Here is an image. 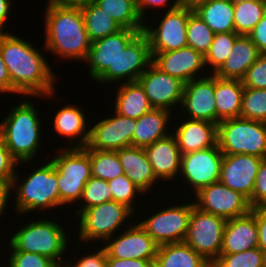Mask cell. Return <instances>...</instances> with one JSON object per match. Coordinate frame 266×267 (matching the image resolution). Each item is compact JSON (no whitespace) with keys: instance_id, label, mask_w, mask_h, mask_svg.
<instances>
[{"instance_id":"cell-53","label":"cell","mask_w":266,"mask_h":267,"mask_svg":"<svg viewBox=\"0 0 266 267\" xmlns=\"http://www.w3.org/2000/svg\"><path fill=\"white\" fill-rule=\"evenodd\" d=\"M10 191H11L10 185L0 182V219H3L2 217L5 215V213L7 215V212H5V211L8 209L7 206L8 207L11 206V201H12V203H14V201H13L14 198L11 195ZM10 199H12V200L10 201ZM9 201H10V203H9ZM9 204H10V206H9ZM0 222H1V220H0Z\"/></svg>"},{"instance_id":"cell-11","label":"cell","mask_w":266,"mask_h":267,"mask_svg":"<svg viewBox=\"0 0 266 267\" xmlns=\"http://www.w3.org/2000/svg\"><path fill=\"white\" fill-rule=\"evenodd\" d=\"M226 222L227 219L194 206L183 242L212 264L221 253Z\"/></svg>"},{"instance_id":"cell-39","label":"cell","mask_w":266,"mask_h":267,"mask_svg":"<svg viewBox=\"0 0 266 267\" xmlns=\"http://www.w3.org/2000/svg\"><path fill=\"white\" fill-rule=\"evenodd\" d=\"M112 200V192L108 182L92 176L85 184L81 199L75 209L77 217L83 210ZM83 203V204H82ZM79 207V208H78Z\"/></svg>"},{"instance_id":"cell-47","label":"cell","mask_w":266,"mask_h":267,"mask_svg":"<svg viewBox=\"0 0 266 267\" xmlns=\"http://www.w3.org/2000/svg\"><path fill=\"white\" fill-rule=\"evenodd\" d=\"M248 201L251 208L266 206V159H263L259 166L253 194Z\"/></svg>"},{"instance_id":"cell-15","label":"cell","mask_w":266,"mask_h":267,"mask_svg":"<svg viewBox=\"0 0 266 267\" xmlns=\"http://www.w3.org/2000/svg\"><path fill=\"white\" fill-rule=\"evenodd\" d=\"M112 116L94 120L90 123V137L83 149L117 151L132 146V138L136 128V119L118 114L114 109Z\"/></svg>"},{"instance_id":"cell-13","label":"cell","mask_w":266,"mask_h":267,"mask_svg":"<svg viewBox=\"0 0 266 267\" xmlns=\"http://www.w3.org/2000/svg\"><path fill=\"white\" fill-rule=\"evenodd\" d=\"M193 11L192 9L178 7L170 11H164L163 15L159 16L160 21H157L158 18H156L155 23L153 21L154 25L150 24L152 20L145 22L143 33L149 40L151 52L174 51L188 46L187 22Z\"/></svg>"},{"instance_id":"cell-1","label":"cell","mask_w":266,"mask_h":267,"mask_svg":"<svg viewBox=\"0 0 266 267\" xmlns=\"http://www.w3.org/2000/svg\"><path fill=\"white\" fill-rule=\"evenodd\" d=\"M18 35L13 32L0 34V53L10 77L11 95L36 97L41 101L56 97L58 77L50 60L41 52L46 51L45 47L38 49V45L34 47L33 42Z\"/></svg>"},{"instance_id":"cell-18","label":"cell","mask_w":266,"mask_h":267,"mask_svg":"<svg viewBox=\"0 0 266 267\" xmlns=\"http://www.w3.org/2000/svg\"><path fill=\"white\" fill-rule=\"evenodd\" d=\"M103 245L107 257L155 261L158 245L135 221Z\"/></svg>"},{"instance_id":"cell-40","label":"cell","mask_w":266,"mask_h":267,"mask_svg":"<svg viewBox=\"0 0 266 267\" xmlns=\"http://www.w3.org/2000/svg\"><path fill=\"white\" fill-rule=\"evenodd\" d=\"M107 182L112 192V200L126 205L136 214V212H138V210L135 208L137 205L136 202L140 201V198L137 200L136 197H146L145 193L125 174H122Z\"/></svg>"},{"instance_id":"cell-46","label":"cell","mask_w":266,"mask_h":267,"mask_svg":"<svg viewBox=\"0 0 266 267\" xmlns=\"http://www.w3.org/2000/svg\"><path fill=\"white\" fill-rule=\"evenodd\" d=\"M96 247L100 249H93V252L90 251L91 253L87 252V254L85 252V254H82L83 256H78V259L74 257L68 261L73 265V267H107V252L104 246L102 245L98 247L96 245Z\"/></svg>"},{"instance_id":"cell-9","label":"cell","mask_w":266,"mask_h":267,"mask_svg":"<svg viewBox=\"0 0 266 267\" xmlns=\"http://www.w3.org/2000/svg\"><path fill=\"white\" fill-rule=\"evenodd\" d=\"M217 144L224 155L266 159V123L240 117L222 120L218 123Z\"/></svg>"},{"instance_id":"cell-28","label":"cell","mask_w":266,"mask_h":267,"mask_svg":"<svg viewBox=\"0 0 266 267\" xmlns=\"http://www.w3.org/2000/svg\"><path fill=\"white\" fill-rule=\"evenodd\" d=\"M260 55L261 53L248 35H239L226 61L215 75L223 79L242 80Z\"/></svg>"},{"instance_id":"cell-52","label":"cell","mask_w":266,"mask_h":267,"mask_svg":"<svg viewBox=\"0 0 266 267\" xmlns=\"http://www.w3.org/2000/svg\"><path fill=\"white\" fill-rule=\"evenodd\" d=\"M13 2L14 0H0V34L11 33L10 30L7 32L6 22H10V11L14 10L12 8L15 4Z\"/></svg>"},{"instance_id":"cell-57","label":"cell","mask_w":266,"mask_h":267,"mask_svg":"<svg viewBox=\"0 0 266 267\" xmlns=\"http://www.w3.org/2000/svg\"><path fill=\"white\" fill-rule=\"evenodd\" d=\"M68 258L69 257H67L64 262L56 263V267H73V265L68 261Z\"/></svg>"},{"instance_id":"cell-34","label":"cell","mask_w":266,"mask_h":267,"mask_svg":"<svg viewBox=\"0 0 266 267\" xmlns=\"http://www.w3.org/2000/svg\"><path fill=\"white\" fill-rule=\"evenodd\" d=\"M122 28L144 30V20L141 18L136 0H92Z\"/></svg>"},{"instance_id":"cell-7","label":"cell","mask_w":266,"mask_h":267,"mask_svg":"<svg viewBox=\"0 0 266 267\" xmlns=\"http://www.w3.org/2000/svg\"><path fill=\"white\" fill-rule=\"evenodd\" d=\"M141 32L143 30L122 28L117 33L91 42V48L82 63L88 65L89 77L94 84L97 82L101 88L104 85V89L105 85L117 84V59Z\"/></svg>"},{"instance_id":"cell-33","label":"cell","mask_w":266,"mask_h":267,"mask_svg":"<svg viewBox=\"0 0 266 267\" xmlns=\"http://www.w3.org/2000/svg\"><path fill=\"white\" fill-rule=\"evenodd\" d=\"M85 27L91 42L117 33L122 27L102 8L89 0L80 6Z\"/></svg>"},{"instance_id":"cell-35","label":"cell","mask_w":266,"mask_h":267,"mask_svg":"<svg viewBox=\"0 0 266 267\" xmlns=\"http://www.w3.org/2000/svg\"><path fill=\"white\" fill-rule=\"evenodd\" d=\"M234 28L239 35H248L266 14L265 0H233Z\"/></svg>"},{"instance_id":"cell-43","label":"cell","mask_w":266,"mask_h":267,"mask_svg":"<svg viewBox=\"0 0 266 267\" xmlns=\"http://www.w3.org/2000/svg\"><path fill=\"white\" fill-rule=\"evenodd\" d=\"M5 263L8 267H54L55 262L50 258L25 251H9ZM9 256V257H8Z\"/></svg>"},{"instance_id":"cell-6","label":"cell","mask_w":266,"mask_h":267,"mask_svg":"<svg viewBox=\"0 0 266 267\" xmlns=\"http://www.w3.org/2000/svg\"><path fill=\"white\" fill-rule=\"evenodd\" d=\"M135 213L126 205L116 201H108L83 210L76 218L75 227L78 233L73 234L79 238L81 244L94 246L96 243H105L120 230L130 226L129 220ZM79 220V221H78ZM127 223V224H126ZM124 226V227H123ZM85 242V244L83 243ZM92 242V243H91ZM96 242V243H95ZM91 243V244H90Z\"/></svg>"},{"instance_id":"cell-41","label":"cell","mask_w":266,"mask_h":267,"mask_svg":"<svg viewBox=\"0 0 266 267\" xmlns=\"http://www.w3.org/2000/svg\"><path fill=\"white\" fill-rule=\"evenodd\" d=\"M240 118L266 123V89L244 87Z\"/></svg>"},{"instance_id":"cell-32","label":"cell","mask_w":266,"mask_h":267,"mask_svg":"<svg viewBox=\"0 0 266 267\" xmlns=\"http://www.w3.org/2000/svg\"><path fill=\"white\" fill-rule=\"evenodd\" d=\"M194 12L215 34L235 31L233 0H207Z\"/></svg>"},{"instance_id":"cell-12","label":"cell","mask_w":266,"mask_h":267,"mask_svg":"<svg viewBox=\"0 0 266 267\" xmlns=\"http://www.w3.org/2000/svg\"><path fill=\"white\" fill-rule=\"evenodd\" d=\"M224 154L220 150L218 144L203 150L182 154L181 157V170L179 174V182L188 187L187 193L192 196L200 189L218 182L220 179L221 164ZM190 188V189H189Z\"/></svg>"},{"instance_id":"cell-14","label":"cell","mask_w":266,"mask_h":267,"mask_svg":"<svg viewBox=\"0 0 266 267\" xmlns=\"http://www.w3.org/2000/svg\"><path fill=\"white\" fill-rule=\"evenodd\" d=\"M189 197H193L194 205L201 211L227 220L244 216L251 211L249 201L244 195L220 181L200 189Z\"/></svg>"},{"instance_id":"cell-42","label":"cell","mask_w":266,"mask_h":267,"mask_svg":"<svg viewBox=\"0 0 266 267\" xmlns=\"http://www.w3.org/2000/svg\"><path fill=\"white\" fill-rule=\"evenodd\" d=\"M211 267H265V253L257 247L235 254H220Z\"/></svg>"},{"instance_id":"cell-50","label":"cell","mask_w":266,"mask_h":267,"mask_svg":"<svg viewBox=\"0 0 266 267\" xmlns=\"http://www.w3.org/2000/svg\"><path fill=\"white\" fill-rule=\"evenodd\" d=\"M261 54H266V14L248 34Z\"/></svg>"},{"instance_id":"cell-45","label":"cell","mask_w":266,"mask_h":267,"mask_svg":"<svg viewBox=\"0 0 266 267\" xmlns=\"http://www.w3.org/2000/svg\"><path fill=\"white\" fill-rule=\"evenodd\" d=\"M18 162L12 157L0 135V182L11 186Z\"/></svg>"},{"instance_id":"cell-51","label":"cell","mask_w":266,"mask_h":267,"mask_svg":"<svg viewBox=\"0 0 266 267\" xmlns=\"http://www.w3.org/2000/svg\"><path fill=\"white\" fill-rule=\"evenodd\" d=\"M155 261L107 257V267H154Z\"/></svg>"},{"instance_id":"cell-22","label":"cell","mask_w":266,"mask_h":267,"mask_svg":"<svg viewBox=\"0 0 266 267\" xmlns=\"http://www.w3.org/2000/svg\"><path fill=\"white\" fill-rule=\"evenodd\" d=\"M180 117V122L175 119L177 126H172V134L176 138L181 154L217 145L218 124L204 120L183 119L182 115Z\"/></svg>"},{"instance_id":"cell-55","label":"cell","mask_w":266,"mask_h":267,"mask_svg":"<svg viewBox=\"0 0 266 267\" xmlns=\"http://www.w3.org/2000/svg\"><path fill=\"white\" fill-rule=\"evenodd\" d=\"M45 6H82L89 0H46Z\"/></svg>"},{"instance_id":"cell-25","label":"cell","mask_w":266,"mask_h":267,"mask_svg":"<svg viewBox=\"0 0 266 267\" xmlns=\"http://www.w3.org/2000/svg\"><path fill=\"white\" fill-rule=\"evenodd\" d=\"M257 247L258 228L251 212L227 220L220 254H235Z\"/></svg>"},{"instance_id":"cell-20","label":"cell","mask_w":266,"mask_h":267,"mask_svg":"<svg viewBox=\"0 0 266 267\" xmlns=\"http://www.w3.org/2000/svg\"><path fill=\"white\" fill-rule=\"evenodd\" d=\"M263 159L247 154L224 155L219 181L249 200Z\"/></svg>"},{"instance_id":"cell-24","label":"cell","mask_w":266,"mask_h":267,"mask_svg":"<svg viewBox=\"0 0 266 267\" xmlns=\"http://www.w3.org/2000/svg\"><path fill=\"white\" fill-rule=\"evenodd\" d=\"M152 61L149 40L141 32L117 59V84L137 81Z\"/></svg>"},{"instance_id":"cell-2","label":"cell","mask_w":266,"mask_h":267,"mask_svg":"<svg viewBox=\"0 0 266 267\" xmlns=\"http://www.w3.org/2000/svg\"><path fill=\"white\" fill-rule=\"evenodd\" d=\"M43 19L46 52L61 60L82 62L91 48L80 6H45ZM45 23V24H44Z\"/></svg>"},{"instance_id":"cell-10","label":"cell","mask_w":266,"mask_h":267,"mask_svg":"<svg viewBox=\"0 0 266 267\" xmlns=\"http://www.w3.org/2000/svg\"><path fill=\"white\" fill-rule=\"evenodd\" d=\"M168 207L156 209V213L144 220H136L145 232L155 241L158 246L183 242L187 233L192 208L195 206L193 199ZM191 201H190V200ZM185 202V203H184Z\"/></svg>"},{"instance_id":"cell-37","label":"cell","mask_w":266,"mask_h":267,"mask_svg":"<svg viewBox=\"0 0 266 267\" xmlns=\"http://www.w3.org/2000/svg\"><path fill=\"white\" fill-rule=\"evenodd\" d=\"M238 36L235 31L214 35L209 51L205 55L206 68L210 74H215L224 64Z\"/></svg>"},{"instance_id":"cell-49","label":"cell","mask_w":266,"mask_h":267,"mask_svg":"<svg viewBox=\"0 0 266 267\" xmlns=\"http://www.w3.org/2000/svg\"><path fill=\"white\" fill-rule=\"evenodd\" d=\"M250 212L258 228V248L266 254V206L253 207Z\"/></svg>"},{"instance_id":"cell-54","label":"cell","mask_w":266,"mask_h":267,"mask_svg":"<svg viewBox=\"0 0 266 267\" xmlns=\"http://www.w3.org/2000/svg\"><path fill=\"white\" fill-rule=\"evenodd\" d=\"M4 95L11 94V81L8 74L7 67L2 59L1 53H0V94Z\"/></svg>"},{"instance_id":"cell-27","label":"cell","mask_w":266,"mask_h":267,"mask_svg":"<svg viewBox=\"0 0 266 267\" xmlns=\"http://www.w3.org/2000/svg\"><path fill=\"white\" fill-rule=\"evenodd\" d=\"M125 175L144 193L151 192V188L159 186V180L154 174L144 148L128 146L116 151Z\"/></svg>"},{"instance_id":"cell-16","label":"cell","mask_w":266,"mask_h":267,"mask_svg":"<svg viewBox=\"0 0 266 267\" xmlns=\"http://www.w3.org/2000/svg\"><path fill=\"white\" fill-rule=\"evenodd\" d=\"M179 109L176 113H184L182 118L216 123L215 74L185 83Z\"/></svg>"},{"instance_id":"cell-17","label":"cell","mask_w":266,"mask_h":267,"mask_svg":"<svg viewBox=\"0 0 266 267\" xmlns=\"http://www.w3.org/2000/svg\"><path fill=\"white\" fill-rule=\"evenodd\" d=\"M137 81L143 87L153 108L166 109L174 114V110L180 108L185 83L166 74L153 62Z\"/></svg>"},{"instance_id":"cell-21","label":"cell","mask_w":266,"mask_h":267,"mask_svg":"<svg viewBox=\"0 0 266 267\" xmlns=\"http://www.w3.org/2000/svg\"><path fill=\"white\" fill-rule=\"evenodd\" d=\"M81 108L74 103L64 102V106H60V109L58 108L55 112L51 123L53 130L59 134L57 136L64 137L68 142L61 148H84L87 146L90 137V122L87 121L89 115H85L86 112Z\"/></svg>"},{"instance_id":"cell-26","label":"cell","mask_w":266,"mask_h":267,"mask_svg":"<svg viewBox=\"0 0 266 267\" xmlns=\"http://www.w3.org/2000/svg\"><path fill=\"white\" fill-rule=\"evenodd\" d=\"M174 113L161 108H152L136 120L132 146L145 148L172 133ZM173 117V118H172ZM171 122V123H170ZM170 128V129H169Z\"/></svg>"},{"instance_id":"cell-44","label":"cell","mask_w":266,"mask_h":267,"mask_svg":"<svg viewBox=\"0 0 266 267\" xmlns=\"http://www.w3.org/2000/svg\"><path fill=\"white\" fill-rule=\"evenodd\" d=\"M243 86L254 89H266V54H261L247 70L242 79Z\"/></svg>"},{"instance_id":"cell-31","label":"cell","mask_w":266,"mask_h":267,"mask_svg":"<svg viewBox=\"0 0 266 267\" xmlns=\"http://www.w3.org/2000/svg\"><path fill=\"white\" fill-rule=\"evenodd\" d=\"M154 267H211L202 255L184 242L158 246Z\"/></svg>"},{"instance_id":"cell-30","label":"cell","mask_w":266,"mask_h":267,"mask_svg":"<svg viewBox=\"0 0 266 267\" xmlns=\"http://www.w3.org/2000/svg\"><path fill=\"white\" fill-rule=\"evenodd\" d=\"M243 92L242 80L223 79L215 75L216 124L240 117Z\"/></svg>"},{"instance_id":"cell-36","label":"cell","mask_w":266,"mask_h":267,"mask_svg":"<svg viewBox=\"0 0 266 267\" xmlns=\"http://www.w3.org/2000/svg\"><path fill=\"white\" fill-rule=\"evenodd\" d=\"M84 150L90 157L92 176L109 181L125 174L116 151Z\"/></svg>"},{"instance_id":"cell-29","label":"cell","mask_w":266,"mask_h":267,"mask_svg":"<svg viewBox=\"0 0 266 267\" xmlns=\"http://www.w3.org/2000/svg\"><path fill=\"white\" fill-rule=\"evenodd\" d=\"M115 87L118 88L111 105L118 114L137 120L153 108L138 81L116 84Z\"/></svg>"},{"instance_id":"cell-4","label":"cell","mask_w":266,"mask_h":267,"mask_svg":"<svg viewBox=\"0 0 266 267\" xmlns=\"http://www.w3.org/2000/svg\"><path fill=\"white\" fill-rule=\"evenodd\" d=\"M48 162L43 161L40 167L36 165V169H30L31 172L26 170V175H20L16 170L14 178L10 186V193L14 195L15 204L12 205L13 211L16 215L24 216L29 213L38 214L43 211L56 210L60 207V195L57 181V171L54 167L51 158ZM46 162V163H45ZM22 176V177H21ZM22 178V179H21ZM14 190V191H13ZM24 214V215H23Z\"/></svg>"},{"instance_id":"cell-19","label":"cell","mask_w":266,"mask_h":267,"mask_svg":"<svg viewBox=\"0 0 266 267\" xmlns=\"http://www.w3.org/2000/svg\"><path fill=\"white\" fill-rule=\"evenodd\" d=\"M151 54L152 62L159 69L184 83L209 75L205 56L190 46L174 51L151 52Z\"/></svg>"},{"instance_id":"cell-23","label":"cell","mask_w":266,"mask_h":267,"mask_svg":"<svg viewBox=\"0 0 266 267\" xmlns=\"http://www.w3.org/2000/svg\"><path fill=\"white\" fill-rule=\"evenodd\" d=\"M144 150L156 178L161 183L178 180L182 154L172 133L145 147Z\"/></svg>"},{"instance_id":"cell-38","label":"cell","mask_w":266,"mask_h":267,"mask_svg":"<svg viewBox=\"0 0 266 267\" xmlns=\"http://www.w3.org/2000/svg\"><path fill=\"white\" fill-rule=\"evenodd\" d=\"M187 44L204 56L209 51L215 33L194 11L187 22Z\"/></svg>"},{"instance_id":"cell-56","label":"cell","mask_w":266,"mask_h":267,"mask_svg":"<svg viewBox=\"0 0 266 267\" xmlns=\"http://www.w3.org/2000/svg\"><path fill=\"white\" fill-rule=\"evenodd\" d=\"M179 7L195 10L200 4H203L207 0H177Z\"/></svg>"},{"instance_id":"cell-8","label":"cell","mask_w":266,"mask_h":267,"mask_svg":"<svg viewBox=\"0 0 266 267\" xmlns=\"http://www.w3.org/2000/svg\"><path fill=\"white\" fill-rule=\"evenodd\" d=\"M51 161L57 171L60 208L74 207L81 199L86 182L92 177L89 154L83 148H58ZM73 204V205H72Z\"/></svg>"},{"instance_id":"cell-48","label":"cell","mask_w":266,"mask_h":267,"mask_svg":"<svg viewBox=\"0 0 266 267\" xmlns=\"http://www.w3.org/2000/svg\"><path fill=\"white\" fill-rule=\"evenodd\" d=\"M136 4H137V9L138 12L141 16V18L144 20V22H146V16H147V11H149V8L151 10V8L153 10H151L152 12H158L157 9L159 8L160 11L162 9V7H165L162 9L161 12L163 11H170L173 9H176L179 7L178 1L177 0H136ZM168 6V7H167ZM167 7V9H166ZM148 9V10H147ZM156 9V10H154Z\"/></svg>"},{"instance_id":"cell-5","label":"cell","mask_w":266,"mask_h":267,"mask_svg":"<svg viewBox=\"0 0 266 267\" xmlns=\"http://www.w3.org/2000/svg\"><path fill=\"white\" fill-rule=\"evenodd\" d=\"M58 220L40 217L38 221L33 219L22 226L17 225L18 229L13 230L9 239H6L9 241L7 247L10 251L41 254L55 263L66 261V254L72 248V240H69L70 235L68 236L71 232H67L63 223Z\"/></svg>"},{"instance_id":"cell-3","label":"cell","mask_w":266,"mask_h":267,"mask_svg":"<svg viewBox=\"0 0 266 267\" xmlns=\"http://www.w3.org/2000/svg\"><path fill=\"white\" fill-rule=\"evenodd\" d=\"M25 100V101H24ZM10 107L3 121L0 122V135L6 143L12 157L24 166L33 164L42 146L44 130L40 120V112L36 106L24 99ZM43 128V129H42ZM42 138V140H41ZM35 157V158H34ZM23 163V164H22Z\"/></svg>"}]
</instances>
